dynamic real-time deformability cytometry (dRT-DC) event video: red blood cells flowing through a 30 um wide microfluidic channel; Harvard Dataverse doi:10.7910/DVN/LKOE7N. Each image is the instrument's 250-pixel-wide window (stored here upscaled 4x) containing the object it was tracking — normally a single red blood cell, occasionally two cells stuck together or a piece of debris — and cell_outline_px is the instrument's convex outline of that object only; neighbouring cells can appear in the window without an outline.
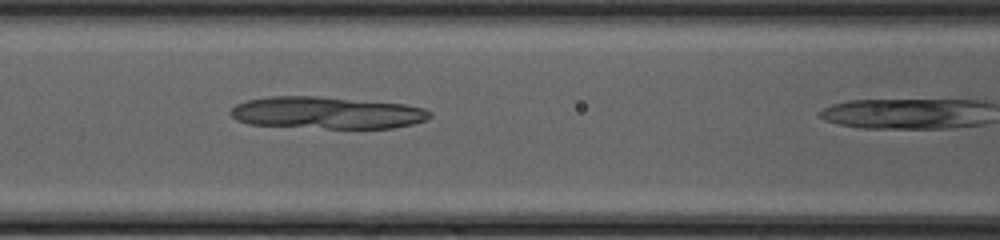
{"species": "common noctule bat (a hibernating species)", "species_latin": "Nyctalus noctula", "temperature_condition": "cold", "stored_images_in_passage": 11, "camera_frame_rate_fps": 3000, "um_per_image_px": 0.085, "animal": {"sex": "female", "body_mass_g": 20.0, "forearm_length_mm": 54.0}, "frame": {"image": 1, "passage_image": 10, "time_ms": 3.0, "image_size_px": [1000, 240], "cell_outline_px": [[432, 116], [424, 120], [412, 124], [392, 128], [328, 128], [248, 124], [236, 120], [228, 112], [236, 104], [248, 100], [272, 96], [316, 96], [404, 104], [424, 108], [432, 112]], "centroid_in_image_um": [27.77, 9.58], "position_along_channel_um": 138.8, "area_um2": 37.05}}